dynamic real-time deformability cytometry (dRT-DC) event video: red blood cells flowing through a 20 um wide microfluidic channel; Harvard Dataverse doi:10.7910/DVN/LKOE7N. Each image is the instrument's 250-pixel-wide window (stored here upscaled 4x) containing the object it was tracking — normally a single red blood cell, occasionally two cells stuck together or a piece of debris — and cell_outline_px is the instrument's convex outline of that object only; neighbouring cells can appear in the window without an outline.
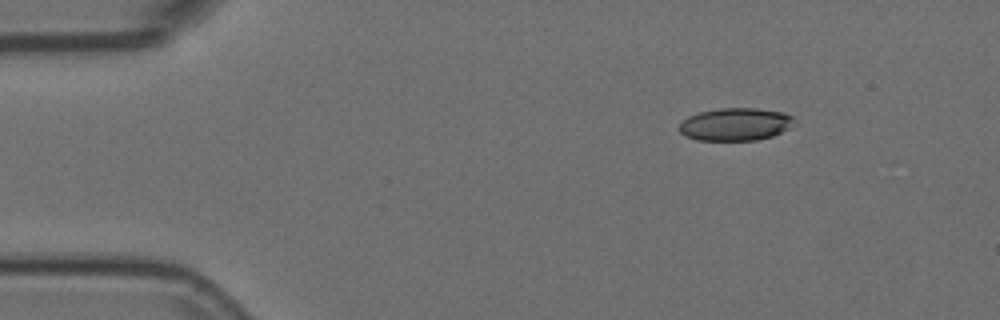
{"species": "Egyptian fruit bat (a non-hibernating species)", "species_latin": "Rousettus aegyptiacus", "temperature_condition": "room temperature", "stored_images_in_passage": 6, "camera_frame_rate_fps": 3000, "um_per_image_px": 0.085, "animal": {"sex": "female"}, "frame": {"image": 1, "passage_image": 3, "time_ms": 0.667, "image_size_px": [1000, 320], "cell_outline_px": [[792, 120], [788, 128], [772, 136], [756, 140], [700, 140], [684, 136], [680, 132], [680, 124], [688, 116], [700, 112], [720, 108], [756, 108], [784, 112], [792, 116]], "centroid_in_image_um": [62.48, 10.56], "position_along_channel_um": 22.5, "area_um2": 21.62}}
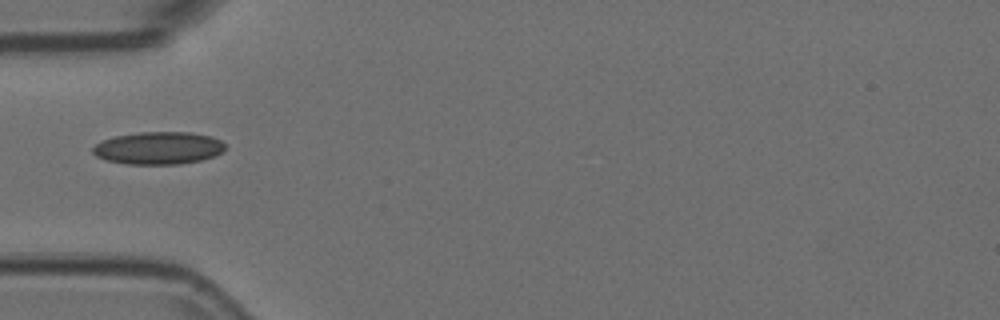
{"frame": {"image": 2, "passage_image": 6, "time_ms": 1.667, "image_size_px": [1000, 320], "cell_outline_px": [[224, 152], [200, 160], [180, 164], [124, 164], [104, 160], [96, 156], [92, 152], [92, 148], [100, 140], [116, 136], [140, 132], [188, 132], [212, 136], [220, 140], [224, 144]], "centroid_in_image_um": [13.43, 12.58], "position_along_channel_um": 71.6, "area_um2": 25.2}}